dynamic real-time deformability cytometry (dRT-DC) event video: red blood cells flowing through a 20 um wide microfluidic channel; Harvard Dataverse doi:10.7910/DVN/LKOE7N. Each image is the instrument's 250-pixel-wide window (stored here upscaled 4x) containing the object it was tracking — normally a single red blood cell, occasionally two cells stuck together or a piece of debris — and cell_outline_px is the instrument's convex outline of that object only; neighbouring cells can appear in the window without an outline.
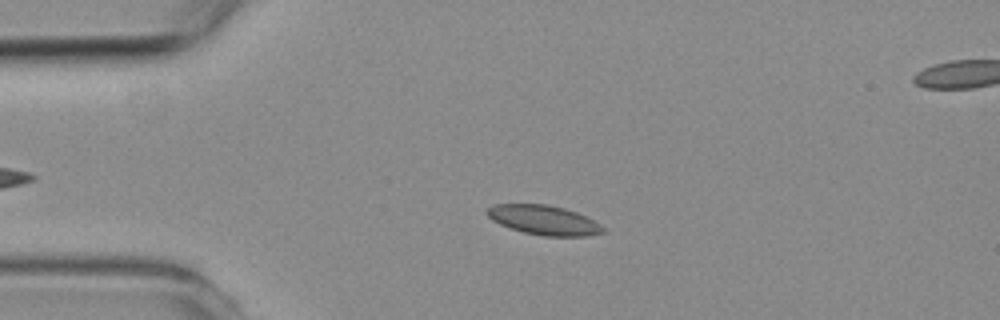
{"species": "common noctule bat (a hibernating species)", "species_latin": "Nyctalus noctula", "temperature_condition": "room temperature", "stored_images_in_passage": 6, "camera_frame_rate_fps": 3000, "um_per_image_px": 0.085, "animal": {"sex": "female", "body_mass_g": 19.3, "forearm_length_mm": 54.1}, "frame": {"image": 1, "passage_image": 3, "time_ms": 2.333, "image_size_px": [1000, 320], "cell_outline_px": [[604, 232], [588, 236], [544, 236], [524, 232], [500, 224], [492, 220], [484, 212], [492, 204], [548, 204], [564, 208], [576, 212], [600, 224], [604, 228]], "centroid_in_image_um": [46.2, 18.7], "position_along_channel_um": 38.8, "area_um2": 19.83}}
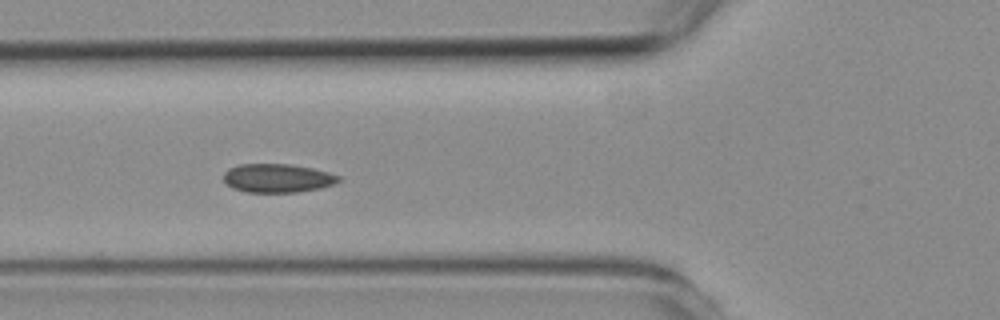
{"frame": {"image": 2, "passage_image": 5, "time_ms": 4.667, "image_size_px": [1000, 320], "cell_outline_px": [[340, 180], [332, 184], [320, 188], [296, 192], [244, 192], [232, 188], [224, 180], [224, 172], [228, 168], [236, 164], [292, 164], [312, 168], [328, 172], [340, 176]], "centroid_in_image_um": [23.55, 15.13], "position_along_channel_um": 102.3, "area_um2": 19.25}}
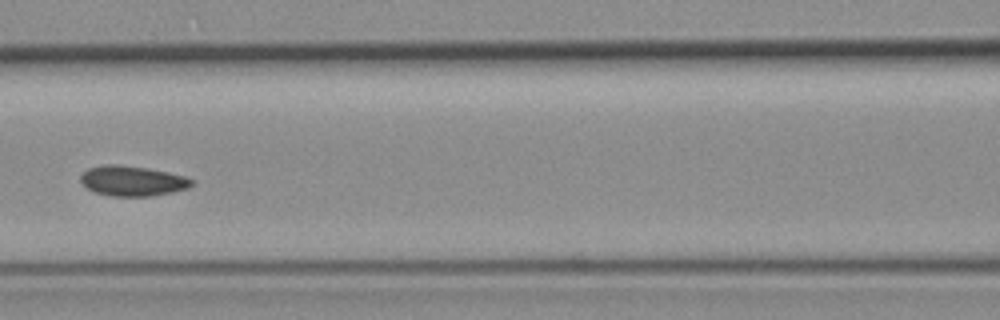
{"frame": {"image": 3, "passage_image": 6, "time_ms": 6.0, "image_size_px": [1000, 320], "cell_outline_px": [[196, 180], [188, 188], [172, 192], [148, 196], [112, 196], [96, 192], [88, 188], [80, 180], [80, 176], [88, 168], [104, 164], [120, 164], [148, 168], [168, 172], [184, 176]], "centroid_in_image_um": [11.27, 15.36], "position_along_channel_um": 155.3, "area_um2": 19.48}}